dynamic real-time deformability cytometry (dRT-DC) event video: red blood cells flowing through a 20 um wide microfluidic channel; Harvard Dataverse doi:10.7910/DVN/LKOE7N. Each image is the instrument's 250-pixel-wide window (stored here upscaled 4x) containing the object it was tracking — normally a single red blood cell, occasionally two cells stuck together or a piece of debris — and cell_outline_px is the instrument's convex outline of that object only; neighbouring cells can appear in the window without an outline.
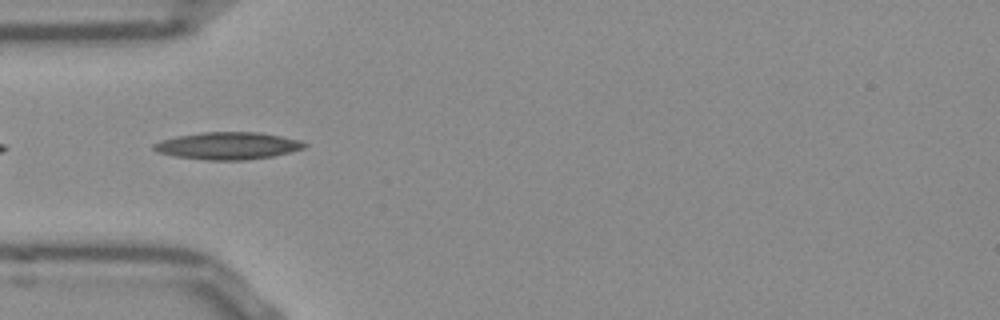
{"species": "Egyptian fruit bat (a non-hibernating species)", "species_latin": "Rousettus aegyptiacus", "temperature_condition": "room temperature", "stored_images_in_passage": 38, "camera_frame_rate_fps": 3000, "um_per_image_px": 0.085, "frame": {"image": 1, "passage_image": 2, "time_ms": 0.333, "image_size_px": [1000, 320], "cell_outline_px": [[308, 144], [304, 148], [272, 156], [244, 160], [208, 160], [176, 156], [156, 152], [152, 148], [152, 144], [160, 140], [176, 136], [200, 132], [260, 132], [300, 140]], "centroid_in_image_um": [19.32, 12.38], "position_along_channel_um": 65.7, "area_um2": 23.93}}
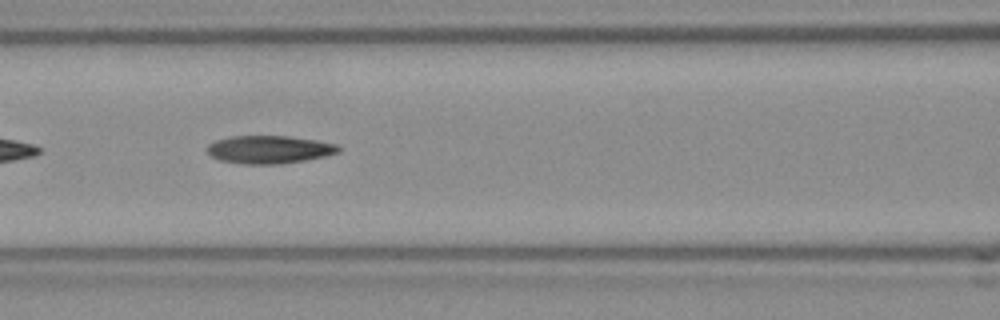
{"frame": {"image": 2, "passage_image": 8, "time_ms": 2.333, "image_size_px": [1000, 320], "cell_outline_px": [[344, 148], [340, 152], [324, 156], [304, 160], [276, 164], [244, 164], [220, 160], [212, 156], [204, 148], [208, 144], [216, 140], [232, 136], [288, 136], [316, 140], [336, 144]], "centroid_in_image_um": [22.89, 12.7], "position_along_channel_um": 143.7, "area_um2": 21.39}}
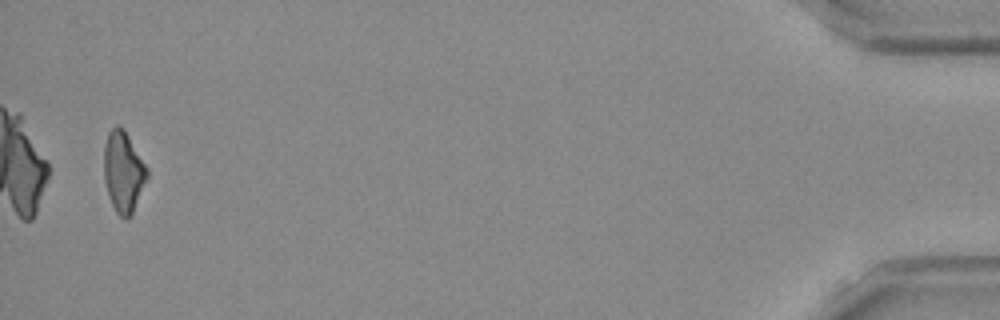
{"frame": {"image": 3, "passage_image": 37, "time_ms": 12.0, "image_size_px": [1000, 320], "cell_outline_px": [[148, 176], [132, 216], [128, 220], [124, 220], [116, 212], [108, 196], [104, 180], [104, 144], [108, 132], [116, 124], [120, 124], [124, 128], [148, 168]], "centroid_in_image_um": [10.49, 14.61], "position_along_channel_um": 424.7, "area_um2": 20.75}, "authors_computed_cell_mechanics": {"area_um2": 21.0392, "velocity_mm_per_s": 3.8561, "shape_relaxation_time_tau1_ms": null, "shape_relaxation_time_tau2_ms": 4.9789, "deformation_change_tau1": null, "deformation_change_tau2": 0.159}}